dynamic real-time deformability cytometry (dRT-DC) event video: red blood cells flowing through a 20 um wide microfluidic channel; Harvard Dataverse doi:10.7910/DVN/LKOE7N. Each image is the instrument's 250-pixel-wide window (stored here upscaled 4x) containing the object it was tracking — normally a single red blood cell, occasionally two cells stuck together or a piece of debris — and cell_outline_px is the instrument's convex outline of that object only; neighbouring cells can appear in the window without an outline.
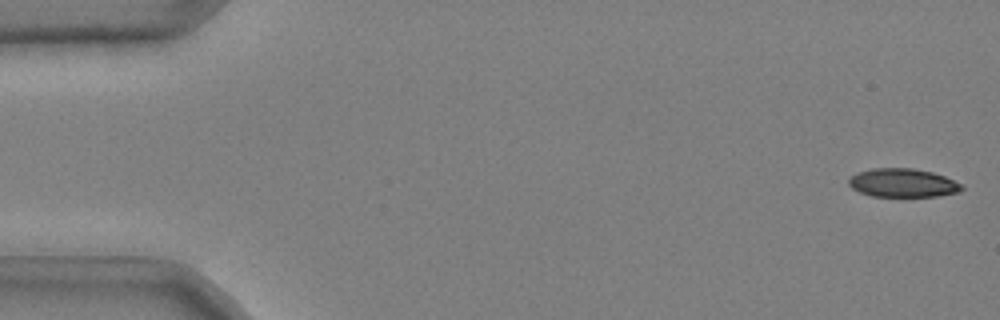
{"species": "common noctule bat (a hibernating species)", "species_latin": "Nyctalus noctula", "temperature_condition": "cold", "stored_images_in_passage": 51, "camera_frame_rate_fps": 3000, "um_per_image_px": 0.085, "animal": {"sex": "male", "body_mass_g": 20.4}, "frame": {"image": 1, "passage_image": 1, "time_ms": 0.0, "image_size_px": [1000, 320], "cell_outline_px": [[964, 188], [960, 192], [936, 196], [872, 196], [860, 192], [852, 188], [848, 184], [848, 180], [852, 176], [860, 172], [872, 168], [912, 168], [932, 172], [944, 176], [964, 184]], "centroid_in_image_um": [76.78, 15.54], "position_along_channel_um": 8.2, "area_um2": 18.79}}
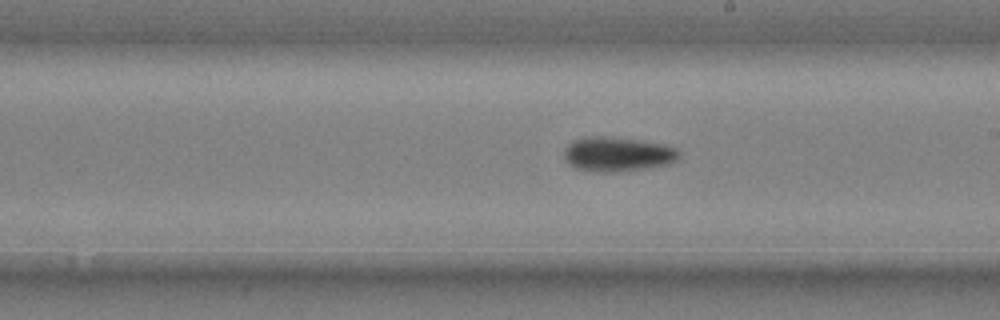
{"frame": {"image": 2, "passage_image": 30, "time_ms": 9.667, "image_size_px": [1000, 320], "cell_outline_px": [[680, 156], [676, 160], [668, 164], [644, 168], [616, 172], [596, 172], [576, 168], [564, 160], [564, 148], [572, 140], [588, 136], [604, 136], [640, 140], [664, 144], [676, 148], [680, 152]], "centroid_in_image_um": [52.47, 13.1], "position_along_channel_um": 236.5, "area_um2": 23.24}}
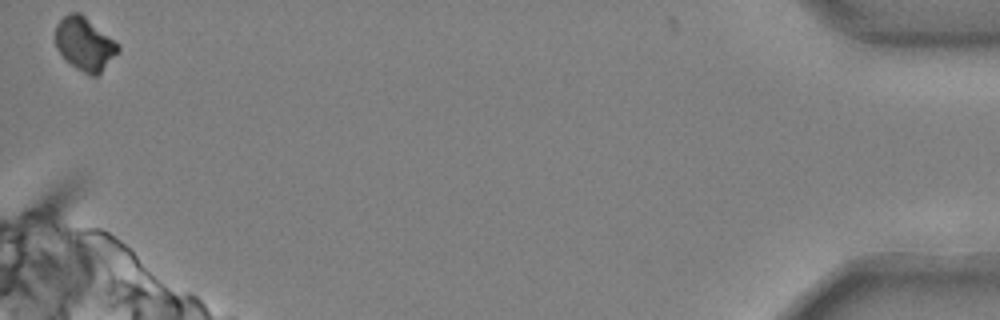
{"frame": {"image": 3, "passage_image": 51, "time_ms": 16.667, "image_size_px": [1000, 320], "cell_outline_px": [[120, 52], [96, 76], [88, 76], [76, 68], [56, 48], [56, 24], [68, 12], [80, 12], [120, 44]], "centroid_in_image_um": [7.23, 3.72], "position_along_channel_um": 428.0, "area_um2": 19.42}, "authors_computed_cell_mechanics": {"area_um2": 21.2704, "velocity_mm_per_s": 3.7246, "shape_relaxation_time_tau1_ms": 9.3977, "shape_relaxation_time_tau2_ms": null, "deformation_change_tau1": 0.2108, "deformation_change_tau2": null}}